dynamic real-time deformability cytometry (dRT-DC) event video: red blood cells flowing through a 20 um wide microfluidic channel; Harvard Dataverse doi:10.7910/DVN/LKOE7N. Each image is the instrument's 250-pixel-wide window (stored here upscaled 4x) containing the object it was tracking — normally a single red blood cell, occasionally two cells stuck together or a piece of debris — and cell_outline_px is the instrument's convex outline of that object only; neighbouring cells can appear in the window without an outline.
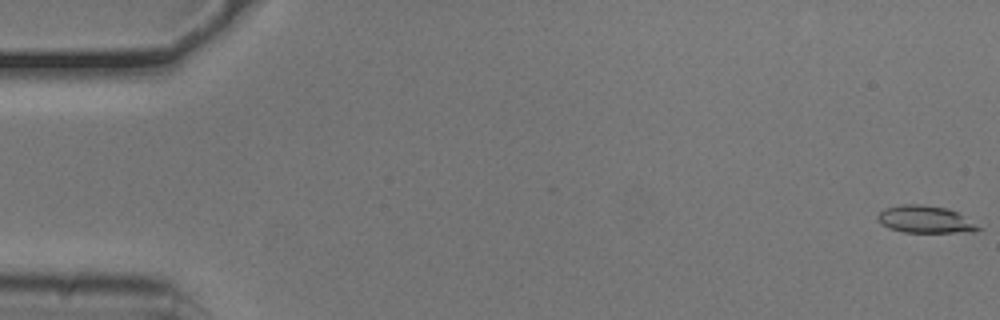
{"species": "common noctule bat (a hibernating species)", "species_latin": "Nyctalus noctula", "temperature_condition": "cold", "stored_images_in_passage": 53, "camera_frame_rate_fps": 3000, "um_per_image_px": 0.085, "animal": {"sex": "male", "body_mass_g": 20.5, "forearm_length_mm": 52.5}, "frame": {"image": 1, "passage_image": 1, "time_ms": 0.0, "image_size_px": [1000, 320], "cell_outline_px": [[984, 228], [976, 232], [904, 232], [888, 228], [880, 224], [876, 220], [876, 216], [884, 208], [900, 204], [920, 204], [948, 208], [956, 212]], "centroid_in_image_um": [78.62, 18.65], "position_along_channel_um": 6.4, "area_um2": 16.18}}
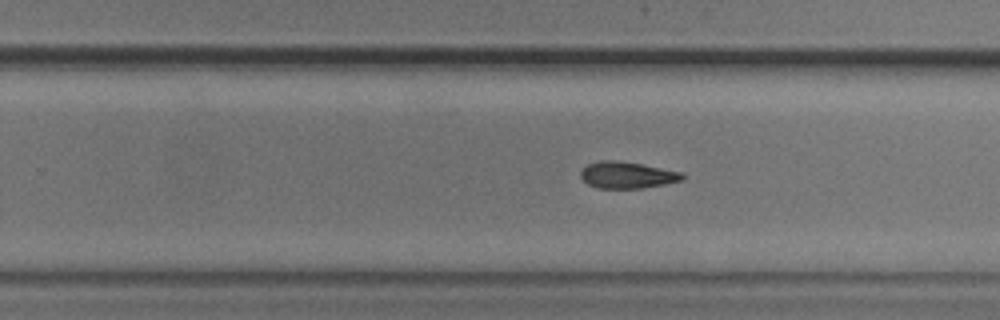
{"frame": {"image": 2, "passage_image": 34, "time_ms": 11.0, "image_size_px": [1000, 320], "cell_outline_px": [[684, 180], [664, 184], [640, 188], [596, 188], [588, 184], [580, 176], [580, 172], [588, 164], [600, 160], [616, 160], [640, 164], [684, 172]], "centroid_in_image_um": [53.32, 14.88], "position_along_channel_um": 276.5, "area_um2": 15.72}}
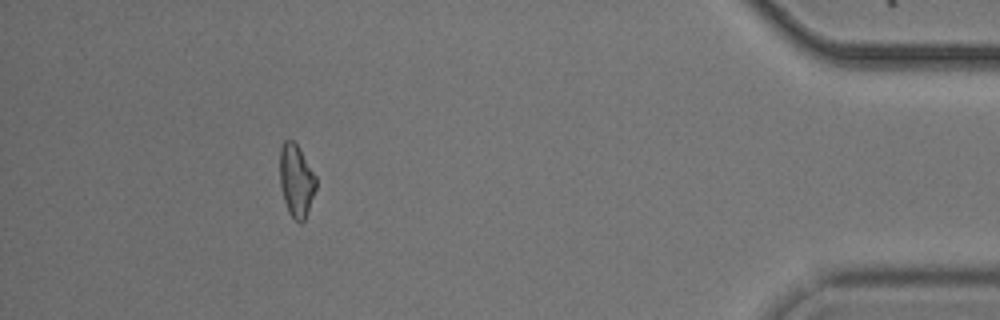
{"frame": {"image": 3, "passage_image": 49, "time_ms": 16.0, "image_size_px": [1000, 320], "cell_outline_px": [[316, 188], [304, 220], [300, 224], [288, 212], [280, 188], [280, 148], [284, 140], [292, 140], [300, 148], [316, 176]], "centroid_in_image_um": [25.17, 15.33], "position_along_channel_um": 410.0, "area_um2": 15.26}}